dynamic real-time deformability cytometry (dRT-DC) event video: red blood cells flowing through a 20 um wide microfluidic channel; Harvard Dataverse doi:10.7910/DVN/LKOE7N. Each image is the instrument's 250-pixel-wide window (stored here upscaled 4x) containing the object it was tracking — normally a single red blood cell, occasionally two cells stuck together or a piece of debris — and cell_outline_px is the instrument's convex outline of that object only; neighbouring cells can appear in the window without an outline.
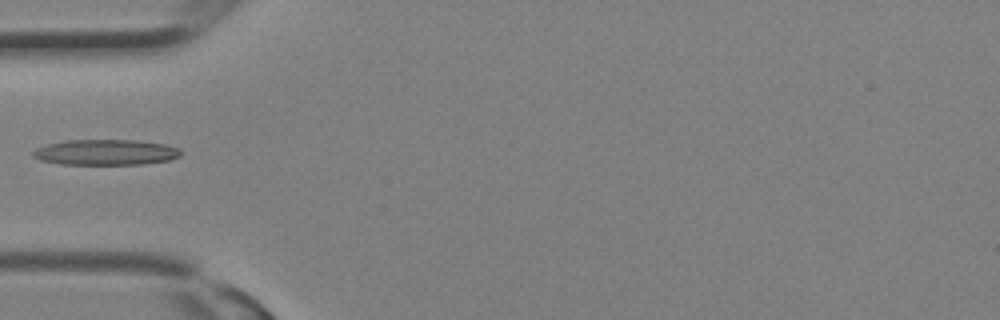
{"species": "Egyptian fruit bat (a non-hibernating species)", "species_latin": "Rousettus aegyptiacus", "temperature_condition": "room temperature", "stored_images_in_passage": 11, "camera_frame_rate_fps": 3000, "um_per_image_px": 0.085, "animal": {"sex": "female"}, "frame": {"image": 1, "passage_image": 10, "time_ms": 3.0, "image_size_px": [1000, 320], "cell_outline_px": [[180, 156], [172, 160], [144, 164], [60, 164], [40, 160], [32, 156], [32, 152], [36, 148], [48, 144], [64, 140], [136, 140], [164, 144], [180, 148]], "centroid_in_image_um": [8.99, 12.94], "position_along_channel_um": 76.0, "area_um2": 22.14}}